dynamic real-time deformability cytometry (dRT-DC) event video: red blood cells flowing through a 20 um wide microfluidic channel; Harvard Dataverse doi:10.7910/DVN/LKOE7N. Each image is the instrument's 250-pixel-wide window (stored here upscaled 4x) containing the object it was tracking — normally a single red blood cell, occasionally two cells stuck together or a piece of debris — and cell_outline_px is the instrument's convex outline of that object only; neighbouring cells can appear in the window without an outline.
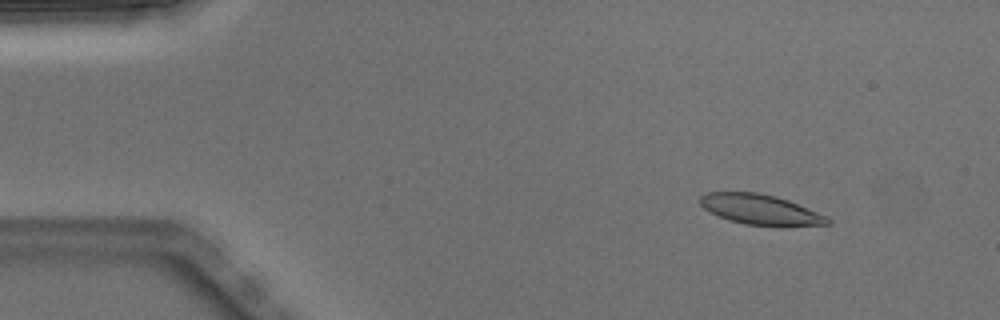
{"species": "Egyptian fruit bat (a non-hibernating species)", "species_latin": "Rousettus aegyptiacus", "temperature_condition": "warm", "stored_images_in_passage": 3, "camera_frame_rate_fps": 3000, "um_per_image_px": 0.085, "animal": {"sex": "male"}, "frame": {"image": 1, "passage_image": 1, "time_ms": 0.0, "image_size_px": [1000, 320], "cell_outline_px": [[832, 224], [784, 228], [780, 228], [744, 224], [728, 220], [704, 208], [700, 204], [700, 196], [708, 192], [760, 192], [776, 196], [788, 200], [828, 216], [832, 220]], "centroid_in_image_um": [64.74, 17.85], "position_along_channel_um": 20.3, "area_um2": 23.12}}
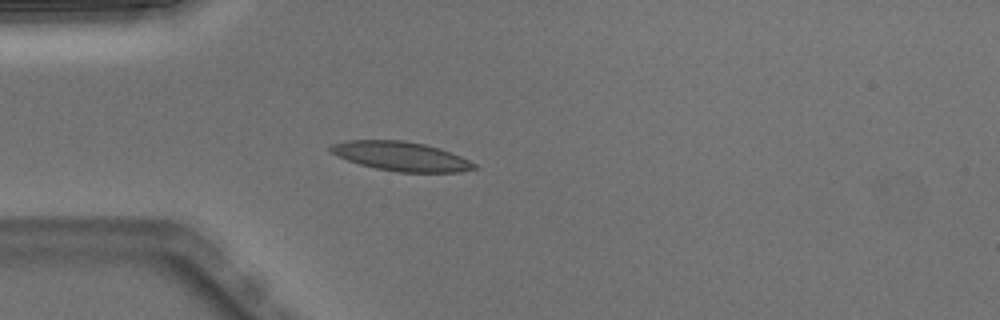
{"frame": {"image": 2, "passage_image": 3, "time_ms": 0.667, "image_size_px": [1000, 320], "cell_outline_px": [[480, 168], [460, 172], [396, 172], [376, 168], [360, 164], [348, 160], [332, 152], [328, 148], [332, 144], [344, 140], [404, 140], [424, 144], [440, 148], [460, 156], [476, 164]], "centroid_in_image_um": [34.12, 13.28], "position_along_channel_um": 50.9, "area_um2": 24.39}}